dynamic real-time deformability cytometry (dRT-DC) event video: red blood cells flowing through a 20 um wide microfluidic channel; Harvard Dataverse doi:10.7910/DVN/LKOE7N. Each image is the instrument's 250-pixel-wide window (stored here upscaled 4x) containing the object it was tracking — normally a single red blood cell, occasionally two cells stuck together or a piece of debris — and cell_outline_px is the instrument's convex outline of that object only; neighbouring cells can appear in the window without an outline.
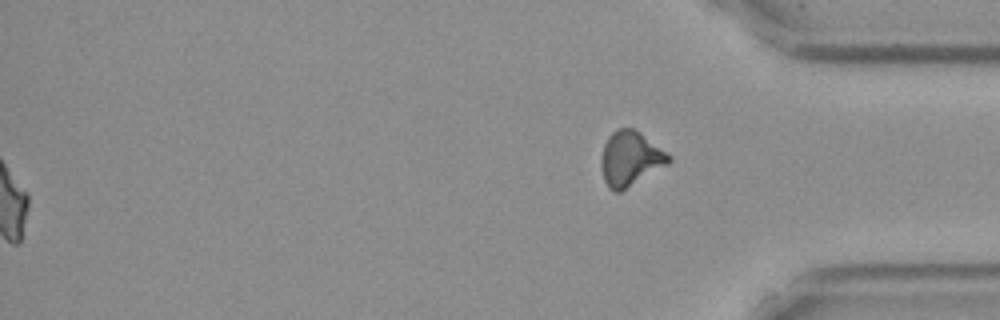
{"species": "Egyptian fruit bat (a non-hibernating species)", "species_latin": "Rousettus aegyptiacus", "temperature_condition": "cold", "stored_images_in_passage": 58, "segment_of_instrument_passage": [2, 2], "camera_frame_rate_fps": 3000, "um_per_image_px": 0.085, "frame": {"image": 1, "passage_image": 58, "time_ms": 19.0, "image_size_px": [1000, 320], "cell_outline_px": [[672, 160], [668, 164], [620, 192], [616, 192], [608, 188], [604, 180], [600, 164], [600, 160], [604, 144], [608, 136], [616, 128], [632, 128], [640, 132], [672, 156]], "centroid_in_image_um": [53.56, 13.48], "position_along_channel_um": 381.6, "area_um2": 21.56}}